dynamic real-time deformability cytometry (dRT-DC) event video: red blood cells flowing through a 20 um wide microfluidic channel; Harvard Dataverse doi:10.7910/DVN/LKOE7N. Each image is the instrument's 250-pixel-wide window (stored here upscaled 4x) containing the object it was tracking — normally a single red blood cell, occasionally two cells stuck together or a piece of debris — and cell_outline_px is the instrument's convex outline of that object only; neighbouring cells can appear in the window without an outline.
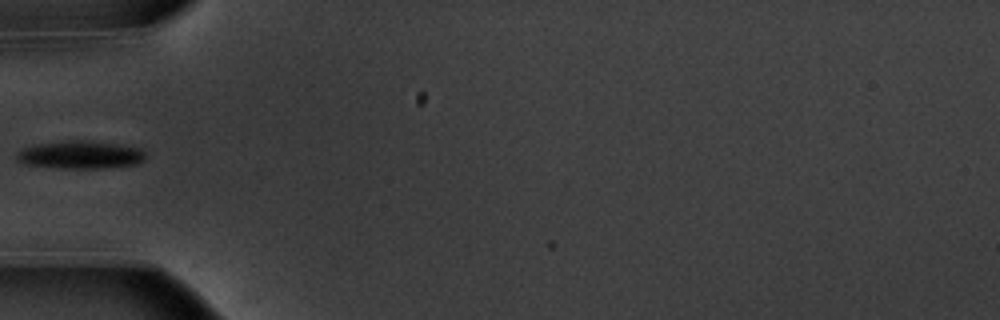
{"species": "common noctule bat (a hibernating species)", "species_latin": "Nyctalus noctula", "temperature_condition": "warm", "stored_images_in_passage": 5, "camera_frame_rate_fps": 3000, "um_per_image_px": 0.085, "animal": {"sex": "male", "body_mass_g": 20.1, "forearm_length_mm": 53.5}, "frame": {"image": 1, "passage_image": 3, "time_ms": 0.667, "image_size_px": [1000, 320], "cell_outline_px": [[144, 160], [136, 164], [100, 168], [60, 168], [28, 164], [16, 160], [16, 156], [24, 148], [36, 144], [72, 140], [92, 140], [140, 148], [144, 152]], "centroid_in_image_um": [6.85, 13.15], "position_along_channel_um": 78.2, "area_um2": 20.63}}